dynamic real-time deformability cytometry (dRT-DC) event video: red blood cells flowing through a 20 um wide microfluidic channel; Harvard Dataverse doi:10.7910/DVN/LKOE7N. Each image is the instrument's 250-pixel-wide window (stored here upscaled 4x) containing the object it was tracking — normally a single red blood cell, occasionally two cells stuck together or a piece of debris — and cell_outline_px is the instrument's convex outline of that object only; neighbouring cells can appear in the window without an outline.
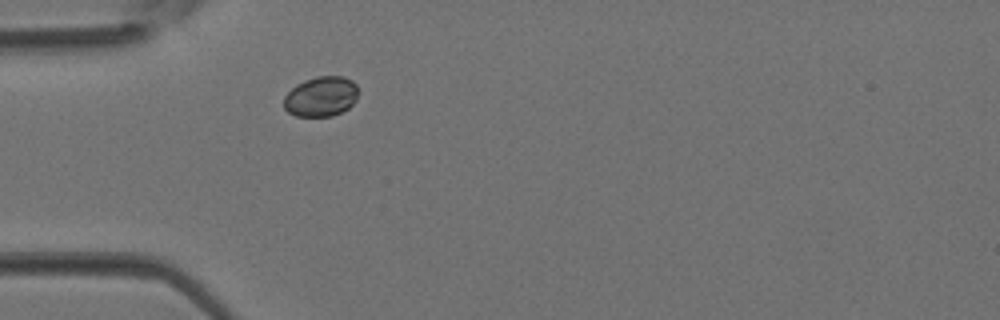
{"species": "Egyptian fruit bat (a non-hibernating species)", "species_latin": "Rousettus aegyptiacus", "temperature_condition": "room temperature", "stored_images_in_passage": 1, "camera_frame_rate_fps": 3000, "um_per_image_px": 0.085, "animal": {"sex": "female"}, "frame": {"image": 1, "passage_image": 1, "time_ms": 0.0, "image_size_px": [1000, 320], "cell_outline_px": [[360, 92], [356, 100], [348, 108], [332, 116], [296, 116], [288, 112], [284, 108], [284, 96], [296, 84], [304, 80], [316, 76], [344, 76], [352, 80], [356, 84]], "centroid_in_image_um": [27.31, 8.19], "position_along_channel_um": 57.7, "area_um2": 17.57}}